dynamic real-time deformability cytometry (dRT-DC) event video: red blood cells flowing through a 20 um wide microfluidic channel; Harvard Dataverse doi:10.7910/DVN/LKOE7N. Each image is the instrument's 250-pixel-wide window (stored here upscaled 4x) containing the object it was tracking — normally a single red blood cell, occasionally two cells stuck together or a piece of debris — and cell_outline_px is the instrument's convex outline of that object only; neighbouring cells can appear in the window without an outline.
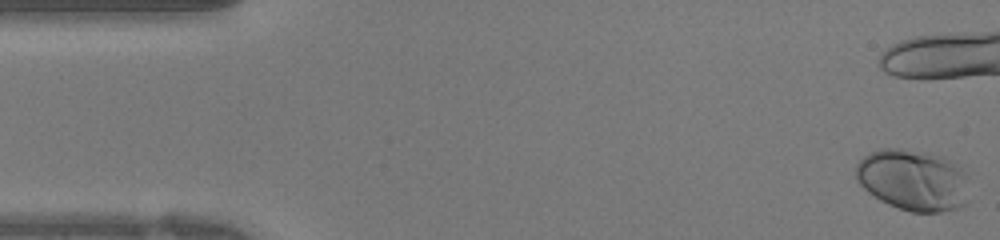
{"species": "human", "species_latin": "Homo sapiens", "temperature_condition": "warm", "stored_images_in_passage": 31, "camera_frame_rate_fps": 3000, "um_per_image_px": 0.085, "donor": {"sex": "female"}, "frame": {"image": 1, "passage_image": 1, "time_ms": 0.0, "image_size_px": [1000, 240], "cell_outline_px": [[968, 204], [956, 208], [940, 212], [912, 212], [888, 204], [880, 200], [868, 192], [860, 184], [856, 176], [856, 164], [864, 156], [880, 148], [900, 148], [924, 152], [944, 156], [952, 160], [968, 176]], "centroid_in_image_um": [77.65, 15.3], "position_along_channel_um": 7.3, "area_um2": 40.81}}